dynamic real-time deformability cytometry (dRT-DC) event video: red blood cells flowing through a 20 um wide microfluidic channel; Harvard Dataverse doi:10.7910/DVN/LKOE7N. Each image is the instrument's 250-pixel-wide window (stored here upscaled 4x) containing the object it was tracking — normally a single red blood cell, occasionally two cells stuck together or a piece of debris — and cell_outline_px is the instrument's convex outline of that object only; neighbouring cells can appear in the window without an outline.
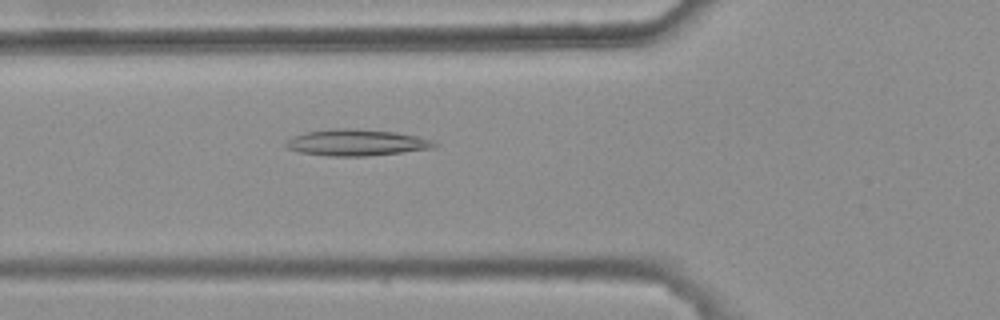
{"species": "common noctule bat (a hibernating species)", "species_latin": "Nyctalus noctula", "temperature_condition": "warm", "stored_images_in_passage": 6, "camera_frame_rate_fps": 3000, "um_per_image_px": 0.085, "animal": {"sex": "female", "body_mass_g": 25.1}, "frame": {"image": 1, "passage_image": 6, "time_ms": 1.667, "image_size_px": [1000, 320], "cell_outline_px": [[440, 144], [432, 148], [368, 156], [328, 156], [300, 152], [288, 148], [284, 144], [292, 136], [304, 132], [332, 128], [348, 128], [396, 132], [416, 136], [432, 140]], "centroid_in_image_um": [30.27, 12.11], "position_along_channel_um": 95.5, "area_um2": 22.77}}